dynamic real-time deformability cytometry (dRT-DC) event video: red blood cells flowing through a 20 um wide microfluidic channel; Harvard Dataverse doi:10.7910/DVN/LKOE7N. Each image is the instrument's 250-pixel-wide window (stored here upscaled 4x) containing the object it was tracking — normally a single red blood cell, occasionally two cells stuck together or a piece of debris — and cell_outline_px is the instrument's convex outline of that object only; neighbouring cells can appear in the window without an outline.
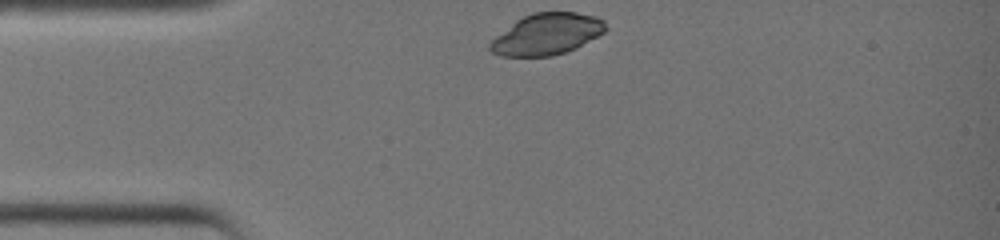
{"species": "common noctule bat (a hibernating species)", "species_latin": "Nyctalus noctula", "temperature_condition": "warm", "stored_images_in_passage": 26, "camera_frame_rate_fps": 3000, "um_per_image_px": 0.085, "animal": {"sex": "female", "body_mass_g": 19.0, "forearm_length_mm": 51.5}, "frame": {"image": 1, "passage_image": 1, "time_ms": 0.0, "image_size_px": [1000, 240], "cell_outline_px": [[608, 28], [604, 32], [576, 48], [552, 56], [500, 56], [492, 52], [488, 48], [488, 44], [496, 36], [516, 20], [532, 12], [576, 12], [596, 16], [604, 20]], "centroid_in_image_um": [46.49, 2.89], "position_along_channel_um": 38.5, "area_um2": 27.8}}
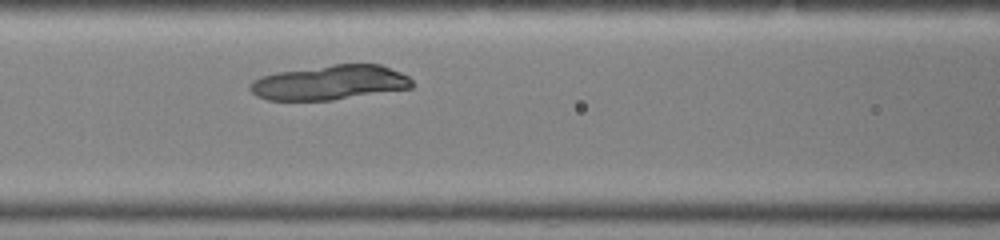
{"frame": {"image": 2, "passage_image": 9, "time_ms": 2.667, "image_size_px": [1000, 240], "cell_outline_px": [[412, 88], [332, 100], [268, 100], [256, 96], [248, 88], [248, 84], [252, 80], [260, 76], [276, 72], [332, 64], [380, 64], [400, 72], [408, 76], [412, 80]], "centroid_in_image_um": [27.99, 7.01], "position_along_channel_um": 138.6, "area_um2": 32.89}}
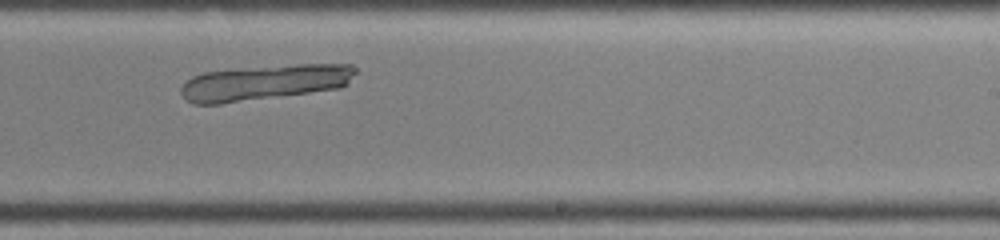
{"frame": {"image": 3, "passage_image": 17, "time_ms": 5.333, "image_size_px": [1000, 240], "cell_outline_px": [[356, 72], [348, 84], [340, 88], [220, 104], [192, 104], [184, 100], [180, 92], [180, 88], [192, 76], [204, 72], [296, 64], [352, 64], [356, 68]], "centroid_in_image_um": [22.48, 7.02], "position_along_channel_um": 266.5, "area_um2": 35.89}}